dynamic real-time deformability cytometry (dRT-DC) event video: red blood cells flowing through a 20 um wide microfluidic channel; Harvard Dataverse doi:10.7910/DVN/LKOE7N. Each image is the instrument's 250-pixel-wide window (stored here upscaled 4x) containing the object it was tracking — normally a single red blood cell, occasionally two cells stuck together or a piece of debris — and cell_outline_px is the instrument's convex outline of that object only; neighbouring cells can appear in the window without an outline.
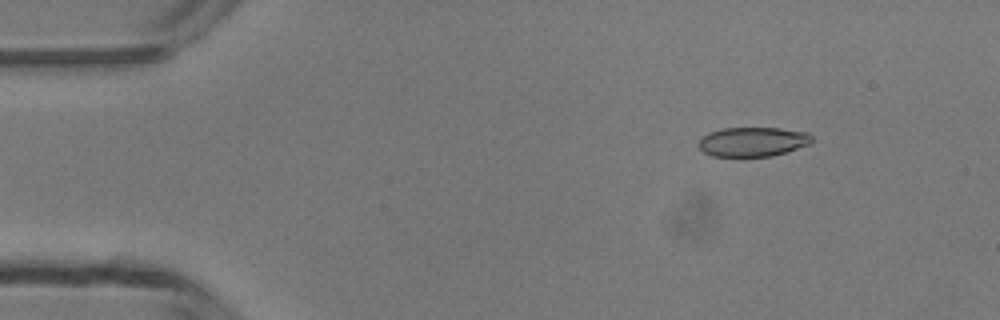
{"species": "common noctule bat (a hibernating species)", "species_latin": "Nyctalus noctula", "temperature_condition": "room temperature", "stored_images_in_passage": 43, "camera_frame_rate_fps": 3000, "um_per_image_px": 0.085, "animal": {"sex": "male", "body_mass_g": 13.3}, "frame": {"image": 1, "passage_image": 1, "time_ms": 0.0, "image_size_px": [1000, 320], "cell_outline_px": [[812, 144], [772, 156], [712, 156], [704, 152], [700, 148], [700, 140], [708, 132], [724, 128], [780, 128], [808, 132], [812, 136]], "centroid_in_image_um": [64.03, 12.04], "position_along_channel_um": 21.0, "area_um2": 19.36}}
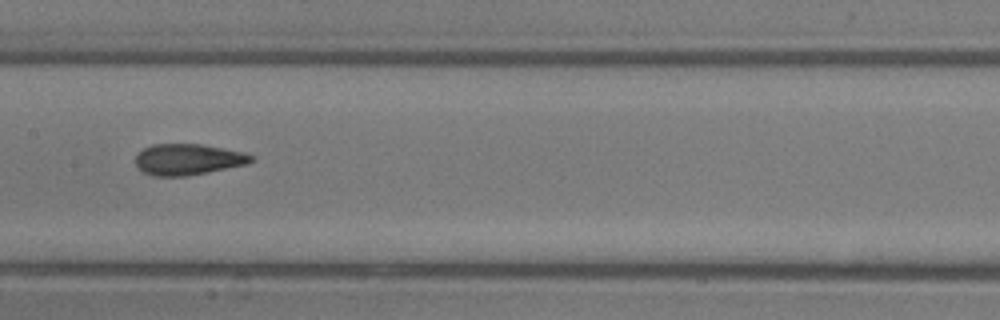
{"frame": {"image": 2, "passage_image": 19, "time_ms": 6.0, "image_size_px": [1000, 320], "cell_outline_px": [[256, 156], [248, 164], [208, 172], [184, 176], [152, 176], [144, 172], [136, 164], [136, 156], [144, 148], [152, 144], [200, 144], [244, 152]], "centroid_in_image_um": [16.0, 13.55], "position_along_channel_um": 191.4, "area_um2": 20.87}}
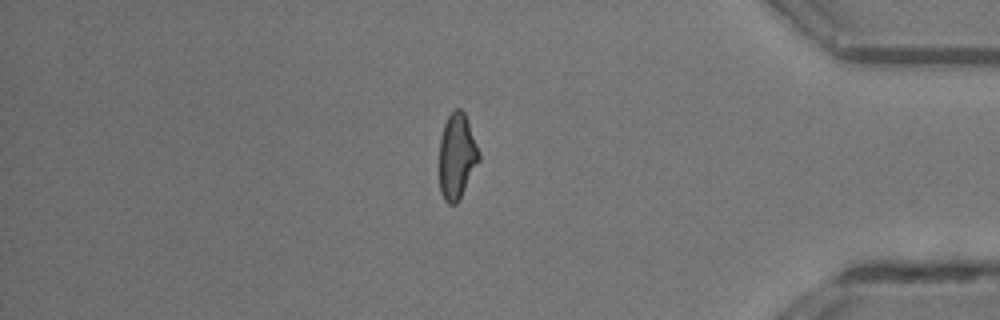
{"frame": {"image": 3, "passage_image": 36, "time_ms": 11.667, "image_size_px": [1000, 320], "cell_outline_px": [[480, 160], [456, 204], [448, 204], [444, 200], [440, 192], [440, 140], [444, 124], [448, 116], [456, 108], [460, 108], [464, 112], [480, 152]], "centroid_in_image_um": [38.84, 13.28], "position_along_channel_um": 396.4, "area_um2": 19.54}, "authors_computed_cell_mechanics": {"area_um2": 20.7502, "velocity_mm_per_s": 4.2151, "shape_relaxation_time_tau1_ms": 8.2114, "shape_relaxation_time_tau2_ms": 1.4547, "deformation_change_tau1": 0.2112, "deformation_change_tau2": 0.0815}}